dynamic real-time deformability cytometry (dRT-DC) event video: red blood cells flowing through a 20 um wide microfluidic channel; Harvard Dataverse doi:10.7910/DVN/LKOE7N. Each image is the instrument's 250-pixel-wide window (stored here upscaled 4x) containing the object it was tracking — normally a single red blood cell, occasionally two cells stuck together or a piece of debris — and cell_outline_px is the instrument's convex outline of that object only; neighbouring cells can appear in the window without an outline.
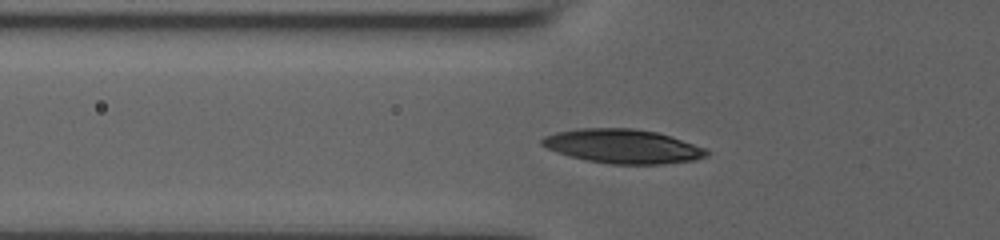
{"species": "human", "species_latin": "Homo sapiens", "temperature_condition": "room temperature", "stored_images_in_passage": 52, "camera_frame_rate_fps": 3000, "um_per_image_px": 0.085, "donor": {"sex": "male"}, "frame": {"image": 1, "passage_image": 2, "time_ms": 0.333, "image_size_px": [1000, 240], "cell_outline_px": [[708, 156], [692, 160], [664, 164], [612, 164], [588, 160], [556, 152], [540, 144], [540, 140], [544, 136], [556, 132], [580, 128], [632, 128], [656, 132], [708, 148]], "centroid_in_image_um": [52.94, 12.43], "position_along_channel_um": 72.9, "area_um2": 32.54}}
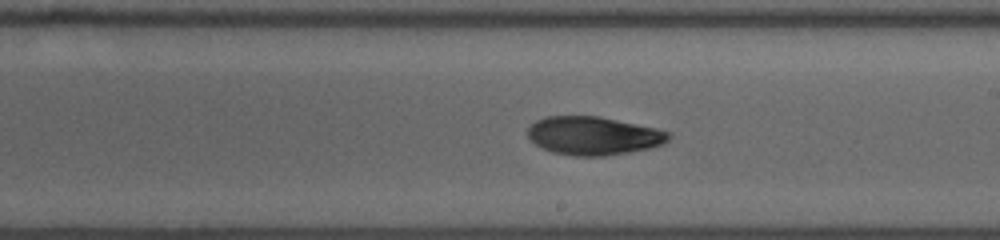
{"frame": {"image": 2, "passage_image": 20, "time_ms": 4.667, "image_size_px": [1000, 240], "cell_outline_px": [[668, 140], [664, 144], [648, 148], [628, 152], [604, 156], [572, 156], [552, 152], [540, 148], [528, 136], [528, 128], [536, 120], [544, 116], [600, 116], [656, 128], [668, 132]], "centroid_in_image_um": [50.41, 11.54], "position_along_channel_um": 238.6, "area_um2": 31.44}}
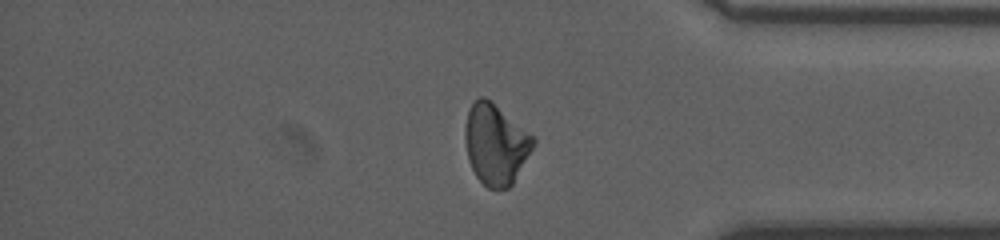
{"frame": {"image": 3, "passage_image": 38, "time_ms": 9.0, "image_size_px": [1000, 240], "cell_outline_px": [[536, 144], [512, 184], [508, 188], [488, 188], [476, 176], [468, 160], [464, 140], [464, 128], [468, 108], [480, 96], [484, 96], [492, 100], [532, 136], [536, 140]], "centroid_in_image_um": [42.11, 12.23], "position_along_channel_um": 393.1, "area_um2": 32.02}, "authors_computed_cell_mechanics": {"area_um2": 31.8478, "velocity_mm_per_s": 3.8655, "shape_relaxation_time_tau1_ms": 6.1107, "shape_relaxation_time_tau2_ms": 3.6003, "deformation_change_tau1": 0.1708, "deformation_change_tau2": 0.0797}}